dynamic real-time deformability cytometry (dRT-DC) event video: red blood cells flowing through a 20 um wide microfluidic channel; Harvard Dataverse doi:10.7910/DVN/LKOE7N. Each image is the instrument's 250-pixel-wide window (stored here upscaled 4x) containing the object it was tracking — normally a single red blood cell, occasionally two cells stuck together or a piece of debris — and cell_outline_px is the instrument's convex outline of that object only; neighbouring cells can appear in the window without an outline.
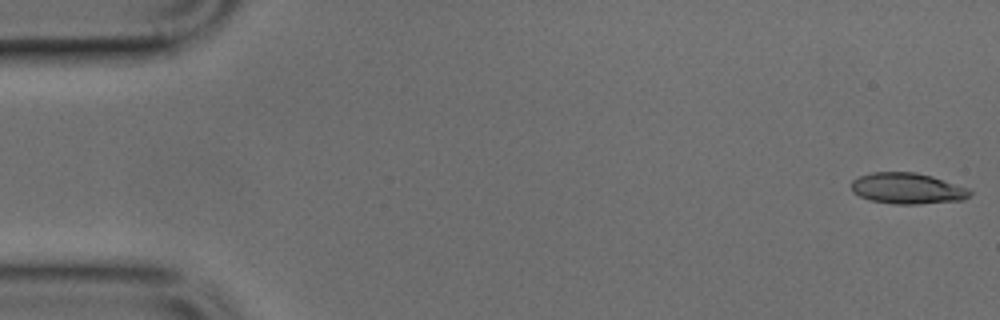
{"species": "common noctule bat (a hibernating species)", "species_latin": "Nyctalus noctula", "temperature_condition": "cold", "stored_images_in_passage": 49, "camera_frame_rate_fps": 3000, "um_per_image_px": 0.085, "animal": {"sex": "male", "body_mass_g": 17.9, "forearm_length_mm": 54.2}, "frame": {"image": 1, "passage_image": 1, "time_ms": 0.0, "image_size_px": [1000, 320], "cell_outline_px": [[972, 192], [964, 200], [920, 204], [896, 204], [868, 200], [852, 192], [852, 180], [860, 176], [872, 172], [916, 172], [932, 176], [968, 188]], "centroid_in_image_um": [77.12, 16.02], "position_along_channel_um": 7.9, "area_um2": 21.44}}
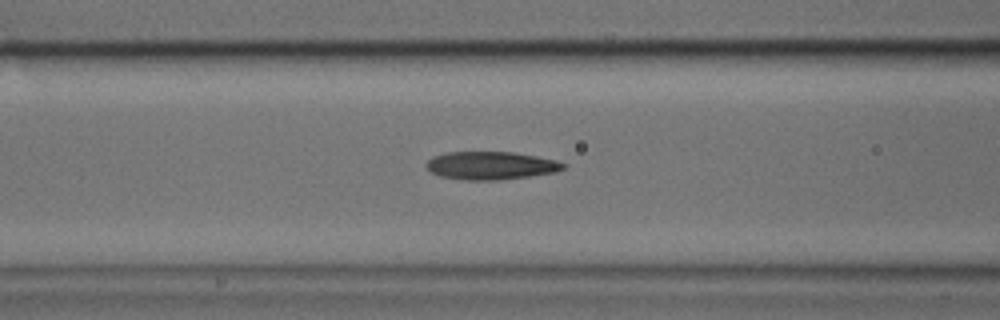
{"frame": {"image": 2, "passage_image": 19, "time_ms": 6.0, "image_size_px": [1000, 320], "cell_outline_px": [[568, 164], [564, 168], [556, 172], [500, 180], [468, 180], [440, 176], [432, 172], [424, 164], [432, 156], [448, 152], [516, 152], [556, 160]], "centroid_in_image_um": [41.74, 14.06], "position_along_channel_um": 124.9, "area_um2": 22.37}}
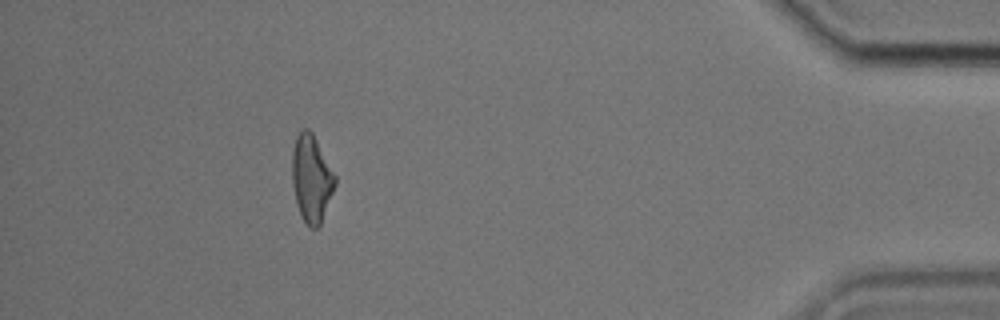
{"frame": {"image": 3, "passage_image": 44, "time_ms": 14.333, "image_size_px": [1000, 320], "cell_outline_px": [[336, 184], [320, 224], [316, 228], [312, 228], [300, 216], [296, 204], [292, 184], [292, 152], [296, 136], [304, 128], [308, 128], [312, 132], [336, 176]], "centroid_in_image_um": [26.46, 15.16], "position_along_channel_um": 408.7, "area_um2": 21.68}}